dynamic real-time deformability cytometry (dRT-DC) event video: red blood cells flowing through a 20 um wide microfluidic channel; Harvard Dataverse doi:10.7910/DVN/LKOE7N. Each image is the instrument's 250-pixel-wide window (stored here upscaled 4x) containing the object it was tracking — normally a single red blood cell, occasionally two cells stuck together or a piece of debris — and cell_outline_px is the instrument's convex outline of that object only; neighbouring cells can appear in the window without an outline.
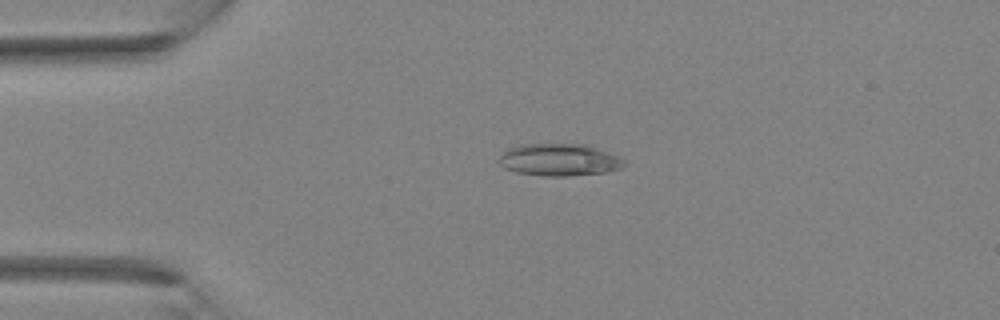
{"species": "Egyptian fruit bat (a non-hibernating species)", "species_latin": "Rousettus aegyptiacus", "temperature_condition": "room temperature", "stored_images_in_passage": 3, "camera_frame_rate_fps": 3000, "um_per_image_px": 0.085, "animal": {"sex": "female"}, "frame": {"image": 1, "passage_image": 2, "time_ms": 1.333, "image_size_px": [1000, 320], "cell_outline_px": [[628, 164], [620, 168], [604, 172], [564, 176], [544, 176], [516, 172], [504, 168], [500, 164], [500, 156], [508, 148], [520, 144], [584, 144], [620, 156]], "centroid_in_image_um": [47.54, 13.58], "position_along_channel_um": 37.5, "area_um2": 23.41}}